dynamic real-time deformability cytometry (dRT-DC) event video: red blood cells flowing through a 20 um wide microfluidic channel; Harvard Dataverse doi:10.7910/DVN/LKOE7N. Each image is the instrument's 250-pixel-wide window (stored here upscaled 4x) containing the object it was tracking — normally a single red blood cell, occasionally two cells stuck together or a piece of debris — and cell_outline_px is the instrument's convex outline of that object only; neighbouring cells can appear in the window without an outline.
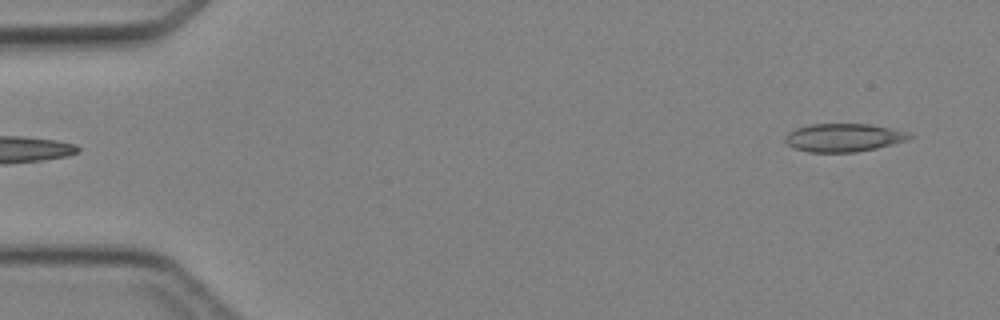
{"species": "Egyptian fruit bat (a non-hibernating species)", "species_latin": "Rousettus aegyptiacus", "temperature_condition": "cold", "stored_images_in_passage": 2, "camera_frame_rate_fps": 3000, "um_per_image_px": 0.085, "animal": {"sex": "female"}, "frame": {"image": 1, "passage_image": 2, "time_ms": 1.333, "image_size_px": [1000, 320], "cell_outline_px": [[916, 136], [908, 140], [876, 148], [856, 152], [808, 152], [792, 148], [784, 140], [784, 136], [788, 132], [796, 128], [808, 124], [872, 124], [908, 132]], "centroid_in_image_um": [71.7, 11.69], "position_along_channel_um": 13.3, "area_um2": 20.63}}